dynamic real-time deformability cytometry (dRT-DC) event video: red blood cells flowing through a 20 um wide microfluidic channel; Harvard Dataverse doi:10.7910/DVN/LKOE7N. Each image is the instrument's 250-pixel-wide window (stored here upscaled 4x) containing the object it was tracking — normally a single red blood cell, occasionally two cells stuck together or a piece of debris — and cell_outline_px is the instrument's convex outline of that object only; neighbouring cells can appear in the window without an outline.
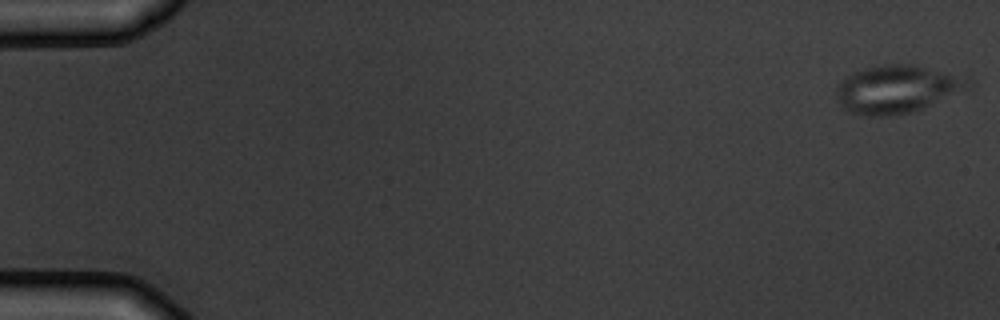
{"species": "common noctule bat (a hibernating species)", "species_latin": "Nyctalus noctula", "temperature_condition": "warm", "stored_images_in_passage": 4, "camera_frame_rate_fps": 3000, "um_per_image_px": 0.085, "animal": {"sex": "male", "body_mass_g": 19.5, "forearm_length_mm": 54.6}, "frame": {"image": 1, "passage_image": 1, "time_ms": 0.0, "image_size_px": [1000, 320], "cell_outline_px": [[976, 84], [924, 108], [912, 112], [888, 116], [868, 116], [848, 112], [844, 108], [836, 92], [836, 88], [840, 80], [852, 72], [884, 64], [916, 64], [972, 76]], "centroid_in_image_um": [76.35, 7.55], "position_along_channel_um": 8.7, "area_um2": 37.4}}